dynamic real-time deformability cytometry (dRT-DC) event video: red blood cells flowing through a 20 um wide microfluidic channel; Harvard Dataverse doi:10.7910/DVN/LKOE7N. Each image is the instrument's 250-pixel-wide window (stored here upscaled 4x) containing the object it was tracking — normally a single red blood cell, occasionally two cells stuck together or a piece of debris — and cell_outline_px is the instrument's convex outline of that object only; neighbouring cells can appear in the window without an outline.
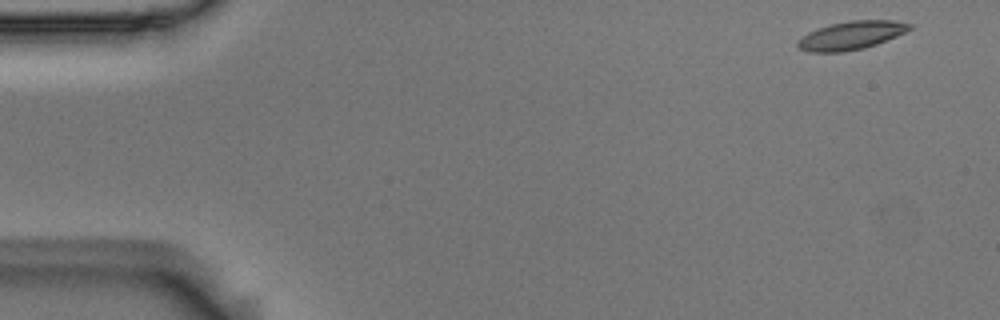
{"species": "Egyptian fruit bat (a non-hibernating species)", "species_latin": "Rousettus aegyptiacus", "temperature_condition": "room temperature", "stored_images_in_passage": 52, "camera_frame_rate_fps": 3000, "um_per_image_px": 0.085, "animal": {"sex": "male"}, "frame": {"image": 1, "passage_image": 1, "time_ms": 0.0, "image_size_px": [1000, 320], "cell_outline_px": [[912, 28], [896, 36], [876, 44], [864, 48], [840, 52], [808, 52], [800, 48], [796, 44], [796, 40], [808, 32], [816, 28], [828, 24], [848, 20], [896, 20], [912, 24]], "centroid_in_image_um": [72.31, 2.99], "position_along_channel_um": 12.7, "area_um2": 18.61}}
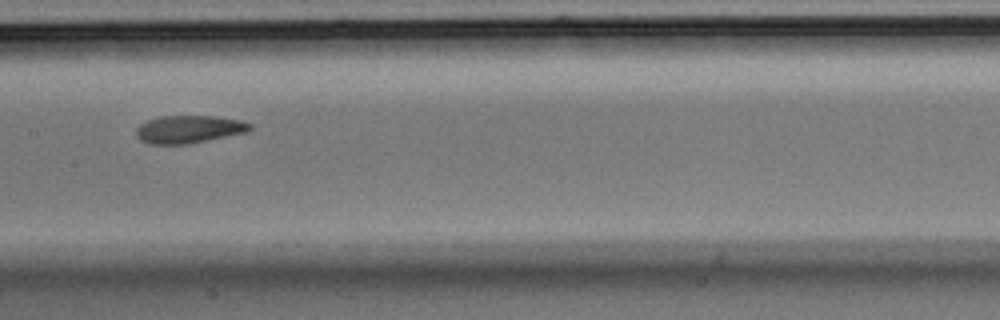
{"frame": {"image": 2, "passage_image": 25, "time_ms": 8.0, "image_size_px": [1000, 320], "cell_outline_px": [[252, 128], [248, 132], [188, 144], [152, 144], [140, 140], [136, 136], [136, 128], [140, 124], [148, 120], [160, 116], [216, 116], [240, 120], [252, 124]], "centroid_in_image_um": [16.06, 10.98], "position_along_channel_um": 191.3, "area_um2": 18.44}}
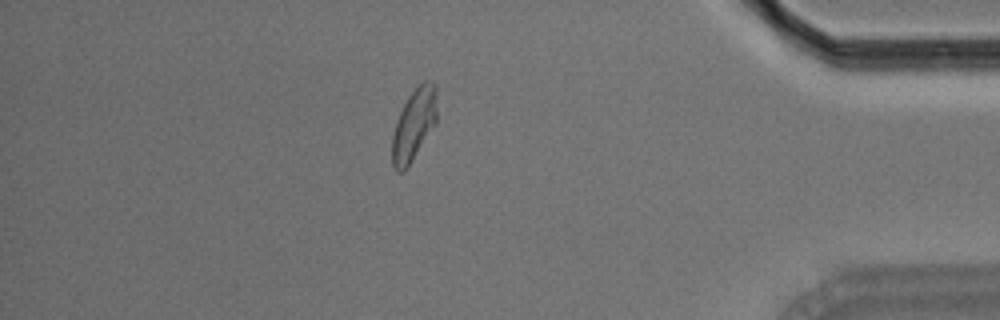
{"frame": {"image": 3, "passage_image": 45, "time_ms": 14.667, "image_size_px": [1000, 320], "cell_outline_px": [[436, 124], [404, 172], [396, 172], [392, 164], [392, 136], [396, 120], [408, 96], [424, 80], [428, 80], [436, 84]], "centroid_in_image_um": [35.18, 10.61], "position_along_channel_um": 400.0, "area_um2": 18.73}, "authors_computed_cell_mechanics": {"area_um2": 18.5827, "velocity_mm_per_s": 3.6891, "shape_relaxation_time_tau1_ms": 8.3537, "shape_relaxation_time_tau2_ms": 2.3117, "deformation_change_tau1": 0.206, "deformation_change_tau2": 0.0861}}